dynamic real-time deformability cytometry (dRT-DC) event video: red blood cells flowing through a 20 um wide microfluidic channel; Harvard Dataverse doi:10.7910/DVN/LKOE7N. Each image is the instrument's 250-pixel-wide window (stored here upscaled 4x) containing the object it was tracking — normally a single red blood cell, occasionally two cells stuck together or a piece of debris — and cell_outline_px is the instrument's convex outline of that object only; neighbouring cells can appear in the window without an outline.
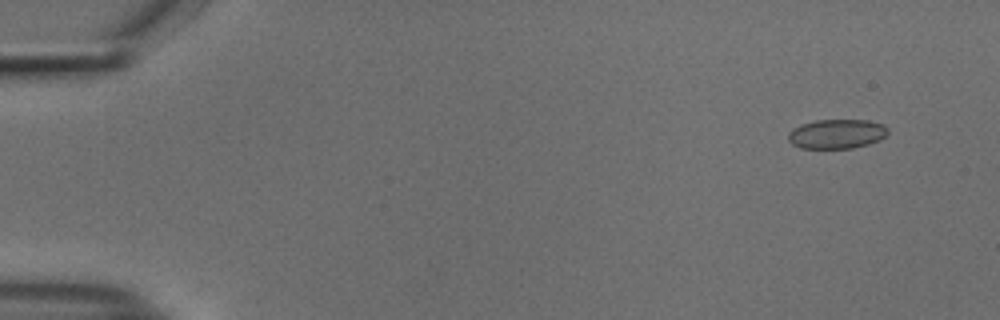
{"species": "common noctule bat (a hibernating species)", "species_latin": "Nyctalus noctula", "temperature_condition": "cold", "stored_images_in_passage": 10, "segment_of_instrument_passage": [2, 2], "camera_frame_rate_fps": 3000, "um_per_image_px": 0.085, "animal": {"sex": "male", "body_mass_g": 18.8}, "frame": {"image": 1, "passage_image": 10, "time_ms": 3.0, "image_size_px": [1000, 320], "cell_outline_px": [[888, 132], [880, 140], [868, 144], [852, 148], [800, 148], [792, 144], [788, 140], [788, 132], [792, 128], [800, 124], [816, 120], [868, 120], [884, 124], [888, 128]], "centroid_in_image_um": [71.11, 11.37], "position_along_channel_um": 13.9, "area_um2": 17.22}}